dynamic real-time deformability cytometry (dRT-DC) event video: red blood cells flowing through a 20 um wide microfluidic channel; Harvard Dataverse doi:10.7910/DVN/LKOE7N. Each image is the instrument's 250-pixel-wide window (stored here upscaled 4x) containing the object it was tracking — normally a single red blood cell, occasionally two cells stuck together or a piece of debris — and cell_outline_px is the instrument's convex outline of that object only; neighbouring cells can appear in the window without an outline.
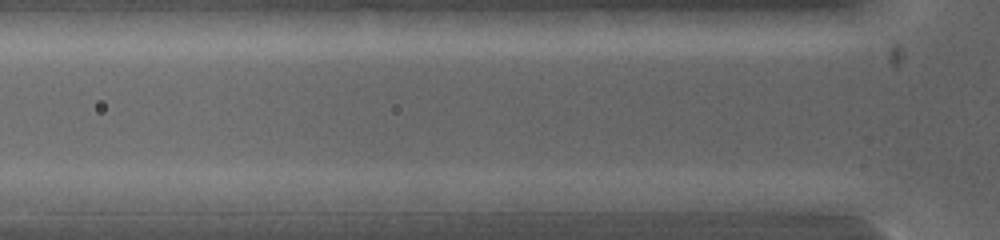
{"species": "common noctule bat (a hibernating species)", "species_latin": "Nyctalus noctula", "temperature_condition": "warm", "stored_images_in_passage": 7, "camera_frame_rate_fps": 5000, "um_per_image_px": 0.085, "animal": {"sex": "female", "body_mass_g": 19.0, "forearm_length_mm": 53.3}, "frame": {"image": 1, "passage_image": 3, "time_ms": 0.8, "image_size_px": [1000, 240], "cell_outline_px": [[240, 200], [224, 212], [200, 212], [108, 196], [108, 192], [124, 188], [208, 188], [228, 192], [236, 196]], "centroid_in_image_um": [15.37, 16.84], "position_along_channel_um": 110.4, "area_um2": 15.72}}